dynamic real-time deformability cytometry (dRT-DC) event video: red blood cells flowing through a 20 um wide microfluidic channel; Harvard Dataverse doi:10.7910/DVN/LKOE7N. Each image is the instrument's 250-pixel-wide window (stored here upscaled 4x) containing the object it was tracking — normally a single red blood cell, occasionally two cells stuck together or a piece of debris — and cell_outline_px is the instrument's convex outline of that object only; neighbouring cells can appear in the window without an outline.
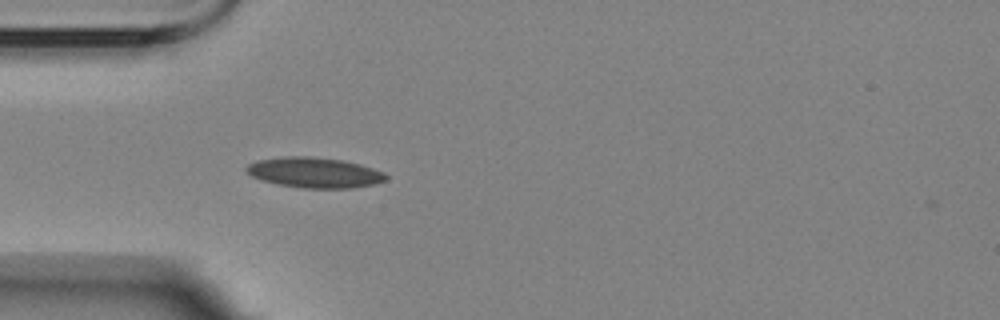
{"species": "Egyptian fruit bat (a non-hibernating species)", "species_latin": "Rousettus aegyptiacus", "temperature_condition": "room temperature", "stored_images_in_passage": 5, "camera_frame_rate_fps": 3000, "um_per_image_px": 0.085, "animal": {"sex": "female"}, "frame": {"image": 1, "passage_image": 5, "time_ms": 4.667, "image_size_px": [1000, 320], "cell_outline_px": [[388, 180], [372, 184], [352, 188], [304, 188], [280, 184], [264, 180], [252, 176], [244, 168], [248, 164], [256, 160], [288, 156], [308, 156], [340, 160], [360, 164], [384, 172], [388, 176]], "centroid_in_image_um": [26.75, 14.66], "position_along_channel_um": 58.2, "area_um2": 24.45}}